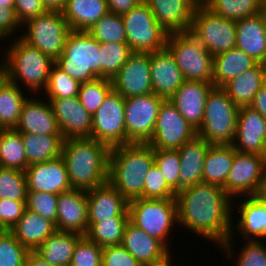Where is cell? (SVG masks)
Masks as SVG:
<instances>
[{
  "instance_id": "cell-59",
  "label": "cell",
  "mask_w": 266,
  "mask_h": 266,
  "mask_svg": "<svg viewBox=\"0 0 266 266\" xmlns=\"http://www.w3.org/2000/svg\"><path fill=\"white\" fill-rule=\"evenodd\" d=\"M46 11L62 12L65 8L66 0H41Z\"/></svg>"
},
{
  "instance_id": "cell-26",
  "label": "cell",
  "mask_w": 266,
  "mask_h": 266,
  "mask_svg": "<svg viewBox=\"0 0 266 266\" xmlns=\"http://www.w3.org/2000/svg\"><path fill=\"white\" fill-rule=\"evenodd\" d=\"M88 222H99L114 216H129V201L109 182L86 192Z\"/></svg>"
},
{
  "instance_id": "cell-3",
  "label": "cell",
  "mask_w": 266,
  "mask_h": 266,
  "mask_svg": "<svg viewBox=\"0 0 266 266\" xmlns=\"http://www.w3.org/2000/svg\"><path fill=\"white\" fill-rule=\"evenodd\" d=\"M154 163L148 143H129L110 149L108 182L128 201L143 198L145 178Z\"/></svg>"
},
{
  "instance_id": "cell-43",
  "label": "cell",
  "mask_w": 266,
  "mask_h": 266,
  "mask_svg": "<svg viewBox=\"0 0 266 266\" xmlns=\"http://www.w3.org/2000/svg\"><path fill=\"white\" fill-rule=\"evenodd\" d=\"M112 90L113 86L110 79L96 78L80 85L78 99L93 116Z\"/></svg>"
},
{
  "instance_id": "cell-8",
  "label": "cell",
  "mask_w": 266,
  "mask_h": 266,
  "mask_svg": "<svg viewBox=\"0 0 266 266\" xmlns=\"http://www.w3.org/2000/svg\"><path fill=\"white\" fill-rule=\"evenodd\" d=\"M166 48L185 80L212 83L214 56L190 31L169 33Z\"/></svg>"
},
{
  "instance_id": "cell-66",
  "label": "cell",
  "mask_w": 266,
  "mask_h": 266,
  "mask_svg": "<svg viewBox=\"0 0 266 266\" xmlns=\"http://www.w3.org/2000/svg\"><path fill=\"white\" fill-rule=\"evenodd\" d=\"M265 160H266V142H265V154H264Z\"/></svg>"
},
{
  "instance_id": "cell-22",
  "label": "cell",
  "mask_w": 266,
  "mask_h": 266,
  "mask_svg": "<svg viewBox=\"0 0 266 266\" xmlns=\"http://www.w3.org/2000/svg\"><path fill=\"white\" fill-rule=\"evenodd\" d=\"M57 231L85 235L88 230L86 191L72 189L58 194Z\"/></svg>"
},
{
  "instance_id": "cell-7",
  "label": "cell",
  "mask_w": 266,
  "mask_h": 266,
  "mask_svg": "<svg viewBox=\"0 0 266 266\" xmlns=\"http://www.w3.org/2000/svg\"><path fill=\"white\" fill-rule=\"evenodd\" d=\"M128 211L132 224L160 240L170 250L168 238L173 225L178 223L176 198H136L129 201Z\"/></svg>"
},
{
  "instance_id": "cell-61",
  "label": "cell",
  "mask_w": 266,
  "mask_h": 266,
  "mask_svg": "<svg viewBox=\"0 0 266 266\" xmlns=\"http://www.w3.org/2000/svg\"><path fill=\"white\" fill-rule=\"evenodd\" d=\"M174 256L171 254L168 258L165 260L155 263V264H148V265H142V266H173L171 263L173 262L171 259H173Z\"/></svg>"
},
{
  "instance_id": "cell-67",
  "label": "cell",
  "mask_w": 266,
  "mask_h": 266,
  "mask_svg": "<svg viewBox=\"0 0 266 266\" xmlns=\"http://www.w3.org/2000/svg\"><path fill=\"white\" fill-rule=\"evenodd\" d=\"M3 231H4L3 228L0 226V233L3 232Z\"/></svg>"
},
{
  "instance_id": "cell-9",
  "label": "cell",
  "mask_w": 266,
  "mask_h": 266,
  "mask_svg": "<svg viewBox=\"0 0 266 266\" xmlns=\"http://www.w3.org/2000/svg\"><path fill=\"white\" fill-rule=\"evenodd\" d=\"M121 16L126 43L133 52L150 53L166 48L169 33L157 22L144 1Z\"/></svg>"
},
{
  "instance_id": "cell-5",
  "label": "cell",
  "mask_w": 266,
  "mask_h": 266,
  "mask_svg": "<svg viewBox=\"0 0 266 266\" xmlns=\"http://www.w3.org/2000/svg\"><path fill=\"white\" fill-rule=\"evenodd\" d=\"M55 63L80 84L99 78L100 43L87 31L71 30Z\"/></svg>"
},
{
  "instance_id": "cell-58",
  "label": "cell",
  "mask_w": 266,
  "mask_h": 266,
  "mask_svg": "<svg viewBox=\"0 0 266 266\" xmlns=\"http://www.w3.org/2000/svg\"><path fill=\"white\" fill-rule=\"evenodd\" d=\"M25 266H57L50 264L43 259L36 251H29L26 257Z\"/></svg>"
},
{
  "instance_id": "cell-65",
  "label": "cell",
  "mask_w": 266,
  "mask_h": 266,
  "mask_svg": "<svg viewBox=\"0 0 266 266\" xmlns=\"http://www.w3.org/2000/svg\"><path fill=\"white\" fill-rule=\"evenodd\" d=\"M199 4H202L205 0H196Z\"/></svg>"
},
{
  "instance_id": "cell-56",
  "label": "cell",
  "mask_w": 266,
  "mask_h": 266,
  "mask_svg": "<svg viewBox=\"0 0 266 266\" xmlns=\"http://www.w3.org/2000/svg\"><path fill=\"white\" fill-rule=\"evenodd\" d=\"M142 1L143 0H106L109 12L118 15L128 12Z\"/></svg>"
},
{
  "instance_id": "cell-15",
  "label": "cell",
  "mask_w": 266,
  "mask_h": 266,
  "mask_svg": "<svg viewBox=\"0 0 266 266\" xmlns=\"http://www.w3.org/2000/svg\"><path fill=\"white\" fill-rule=\"evenodd\" d=\"M197 136V130L185 120L178 109L167 99L159 110L152 139L154 149L178 150Z\"/></svg>"
},
{
  "instance_id": "cell-28",
  "label": "cell",
  "mask_w": 266,
  "mask_h": 266,
  "mask_svg": "<svg viewBox=\"0 0 266 266\" xmlns=\"http://www.w3.org/2000/svg\"><path fill=\"white\" fill-rule=\"evenodd\" d=\"M236 48L266 64V19L261 12L236 21Z\"/></svg>"
},
{
  "instance_id": "cell-51",
  "label": "cell",
  "mask_w": 266,
  "mask_h": 266,
  "mask_svg": "<svg viewBox=\"0 0 266 266\" xmlns=\"http://www.w3.org/2000/svg\"><path fill=\"white\" fill-rule=\"evenodd\" d=\"M248 241V242H247ZM235 260L237 266H266V245L260 240H247Z\"/></svg>"
},
{
  "instance_id": "cell-34",
  "label": "cell",
  "mask_w": 266,
  "mask_h": 266,
  "mask_svg": "<svg viewBox=\"0 0 266 266\" xmlns=\"http://www.w3.org/2000/svg\"><path fill=\"white\" fill-rule=\"evenodd\" d=\"M82 236L75 232L56 231L35 251L50 264L69 266L74 248Z\"/></svg>"
},
{
  "instance_id": "cell-39",
  "label": "cell",
  "mask_w": 266,
  "mask_h": 266,
  "mask_svg": "<svg viewBox=\"0 0 266 266\" xmlns=\"http://www.w3.org/2000/svg\"><path fill=\"white\" fill-rule=\"evenodd\" d=\"M0 166L21 171L28 167L21 132L0 129Z\"/></svg>"
},
{
  "instance_id": "cell-36",
  "label": "cell",
  "mask_w": 266,
  "mask_h": 266,
  "mask_svg": "<svg viewBox=\"0 0 266 266\" xmlns=\"http://www.w3.org/2000/svg\"><path fill=\"white\" fill-rule=\"evenodd\" d=\"M28 166L61 157L62 135L21 133Z\"/></svg>"
},
{
  "instance_id": "cell-44",
  "label": "cell",
  "mask_w": 266,
  "mask_h": 266,
  "mask_svg": "<svg viewBox=\"0 0 266 266\" xmlns=\"http://www.w3.org/2000/svg\"><path fill=\"white\" fill-rule=\"evenodd\" d=\"M27 192L24 171L0 166V200L26 201Z\"/></svg>"
},
{
  "instance_id": "cell-23",
  "label": "cell",
  "mask_w": 266,
  "mask_h": 266,
  "mask_svg": "<svg viewBox=\"0 0 266 266\" xmlns=\"http://www.w3.org/2000/svg\"><path fill=\"white\" fill-rule=\"evenodd\" d=\"M209 147L210 144L207 141L196 136L178 149L180 179L178 186L173 190L175 196L203 182V168Z\"/></svg>"
},
{
  "instance_id": "cell-46",
  "label": "cell",
  "mask_w": 266,
  "mask_h": 266,
  "mask_svg": "<svg viewBox=\"0 0 266 266\" xmlns=\"http://www.w3.org/2000/svg\"><path fill=\"white\" fill-rule=\"evenodd\" d=\"M28 252L11 231L0 233V266H25Z\"/></svg>"
},
{
  "instance_id": "cell-37",
  "label": "cell",
  "mask_w": 266,
  "mask_h": 266,
  "mask_svg": "<svg viewBox=\"0 0 266 266\" xmlns=\"http://www.w3.org/2000/svg\"><path fill=\"white\" fill-rule=\"evenodd\" d=\"M21 87L8 80L0 86V129H15L17 126L23 103L29 96Z\"/></svg>"
},
{
  "instance_id": "cell-64",
  "label": "cell",
  "mask_w": 266,
  "mask_h": 266,
  "mask_svg": "<svg viewBox=\"0 0 266 266\" xmlns=\"http://www.w3.org/2000/svg\"><path fill=\"white\" fill-rule=\"evenodd\" d=\"M261 13L266 19V0H261Z\"/></svg>"
},
{
  "instance_id": "cell-6",
  "label": "cell",
  "mask_w": 266,
  "mask_h": 266,
  "mask_svg": "<svg viewBox=\"0 0 266 266\" xmlns=\"http://www.w3.org/2000/svg\"><path fill=\"white\" fill-rule=\"evenodd\" d=\"M238 109L221 87H214L208 94L197 136L210 145H231L236 134Z\"/></svg>"
},
{
  "instance_id": "cell-17",
  "label": "cell",
  "mask_w": 266,
  "mask_h": 266,
  "mask_svg": "<svg viewBox=\"0 0 266 266\" xmlns=\"http://www.w3.org/2000/svg\"><path fill=\"white\" fill-rule=\"evenodd\" d=\"M64 139L91 138L92 116L78 97L46 98Z\"/></svg>"
},
{
  "instance_id": "cell-49",
  "label": "cell",
  "mask_w": 266,
  "mask_h": 266,
  "mask_svg": "<svg viewBox=\"0 0 266 266\" xmlns=\"http://www.w3.org/2000/svg\"><path fill=\"white\" fill-rule=\"evenodd\" d=\"M102 251L103 247L83 235L74 248L69 266H102Z\"/></svg>"
},
{
  "instance_id": "cell-45",
  "label": "cell",
  "mask_w": 266,
  "mask_h": 266,
  "mask_svg": "<svg viewBox=\"0 0 266 266\" xmlns=\"http://www.w3.org/2000/svg\"><path fill=\"white\" fill-rule=\"evenodd\" d=\"M80 83L65 73L56 63L50 69L49 81L44 91L46 98L78 97Z\"/></svg>"
},
{
  "instance_id": "cell-62",
  "label": "cell",
  "mask_w": 266,
  "mask_h": 266,
  "mask_svg": "<svg viewBox=\"0 0 266 266\" xmlns=\"http://www.w3.org/2000/svg\"><path fill=\"white\" fill-rule=\"evenodd\" d=\"M0 7H14V0H0Z\"/></svg>"
},
{
  "instance_id": "cell-4",
  "label": "cell",
  "mask_w": 266,
  "mask_h": 266,
  "mask_svg": "<svg viewBox=\"0 0 266 266\" xmlns=\"http://www.w3.org/2000/svg\"><path fill=\"white\" fill-rule=\"evenodd\" d=\"M13 39H11V44L5 48V53L1 52L4 57L0 60V67L8 81L18 86L22 83L28 92H32L34 96L38 95L39 92L45 91L50 69L55 61L28 44L20 36Z\"/></svg>"
},
{
  "instance_id": "cell-40",
  "label": "cell",
  "mask_w": 266,
  "mask_h": 266,
  "mask_svg": "<svg viewBox=\"0 0 266 266\" xmlns=\"http://www.w3.org/2000/svg\"><path fill=\"white\" fill-rule=\"evenodd\" d=\"M261 0H205L202 4L212 13L233 21L261 12Z\"/></svg>"
},
{
  "instance_id": "cell-16",
  "label": "cell",
  "mask_w": 266,
  "mask_h": 266,
  "mask_svg": "<svg viewBox=\"0 0 266 266\" xmlns=\"http://www.w3.org/2000/svg\"><path fill=\"white\" fill-rule=\"evenodd\" d=\"M111 81L113 90L124 98L153 93L150 53L133 52Z\"/></svg>"
},
{
  "instance_id": "cell-21",
  "label": "cell",
  "mask_w": 266,
  "mask_h": 266,
  "mask_svg": "<svg viewBox=\"0 0 266 266\" xmlns=\"http://www.w3.org/2000/svg\"><path fill=\"white\" fill-rule=\"evenodd\" d=\"M150 70L153 93L166 100L185 81L182 71L167 48L150 52Z\"/></svg>"
},
{
  "instance_id": "cell-19",
  "label": "cell",
  "mask_w": 266,
  "mask_h": 266,
  "mask_svg": "<svg viewBox=\"0 0 266 266\" xmlns=\"http://www.w3.org/2000/svg\"><path fill=\"white\" fill-rule=\"evenodd\" d=\"M28 192L60 194L72 190L62 157L29 165L25 171Z\"/></svg>"
},
{
  "instance_id": "cell-55",
  "label": "cell",
  "mask_w": 266,
  "mask_h": 266,
  "mask_svg": "<svg viewBox=\"0 0 266 266\" xmlns=\"http://www.w3.org/2000/svg\"><path fill=\"white\" fill-rule=\"evenodd\" d=\"M23 27L16 16L14 7H0V41L7 37H12L15 34L14 31ZM14 33V34H13Z\"/></svg>"
},
{
  "instance_id": "cell-63",
  "label": "cell",
  "mask_w": 266,
  "mask_h": 266,
  "mask_svg": "<svg viewBox=\"0 0 266 266\" xmlns=\"http://www.w3.org/2000/svg\"><path fill=\"white\" fill-rule=\"evenodd\" d=\"M6 75L3 69L0 67V86L6 81Z\"/></svg>"
},
{
  "instance_id": "cell-25",
  "label": "cell",
  "mask_w": 266,
  "mask_h": 266,
  "mask_svg": "<svg viewBox=\"0 0 266 266\" xmlns=\"http://www.w3.org/2000/svg\"><path fill=\"white\" fill-rule=\"evenodd\" d=\"M121 245L141 265L161 262L172 253L160 240L148 235L130 221L125 226Z\"/></svg>"
},
{
  "instance_id": "cell-27",
  "label": "cell",
  "mask_w": 266,
  "mask_h": 266,
  "mask_svg": "<svg viewBox=\"0 0 266 266\" xmlns=\"http://www.w3.org/2000/svg\"><path fill=\"white\" fill-rule=\"evenodd\" d=\"M15 130L36 135H62L49 101L36 97H28L23 103Z\"/></svg>"
},
{
  "instance_id": "cell-2",
  "label": "cell",
  "mask_w": 266,
  "mask_h": 266,
  "mask_svg": "<svg viewBox=\"0 0 266 266\" xmlns=\"http://www.w3.org/2000/svg\"><path fill=\"white\" fill-rule=\"evenodd\" d=\"M110 149L91 138L64 139L61 157L72 189L87 192L108 182Z\"/></svg>"
},
{
  "instance_id": "cell-1",
  "label": "cell",
  "mask_w": 266,
  "mask_h": 266,
  "mask_svg": "<svg viewBox=\"0 0 266 266\" xmlns=\"http://www.w3.org/2000/svg\"><path fill=\"white\" fill-rule=\"evenodd\" d=\"M175 198L177 224L219 245L226 257L235 258L236 252L232 246L234 216L231 214L234 208L238 207H233L234 199H231L222 187L203 182L193 185Z\"/></svg>"
},
{
  "instance_id": "cell-32",
  "label": "cell",
  "mask_w": 266,
  "mask_h": 266,
  "mask_svg": "<svg viewBox=\"0 0 266 266\" xmlns=\"http://www.w3.org/2000/svg\"><path fill=\"white\" fill-rule=\"evenodd\" d=\"M109 13L106 0H66L62 14L71 30L88 31Z\"/></svg>"
},
{
  "instance_id": "cell-47",
  "label": "cell",
  "mask_w": 266,
  "mask_h": 266,
  "mask_svg": "<svg viewBox=\"0 0 266 266\" xmlns=\"http://www.w3.org/2000/svg\"><path fill=\"white\" fill-rule=\"evenodd\" d=\"M154 162L161 170L167 185L174 190L180 179L178 150L154 149Z\"/></svg>"
},
{
  "instance_id": "cell-24",
  "label": "cell",
  "mask_w": 266,
  "mask_h": 266,
  "mask_svg": "<svg viewBox=\"0 0 266 266\" xmlns=\"http://www.w3.org/2000/svg\"><path fill=\"white\" fill-rule=\"evenodd\" d=\"M151 9L157 22L168 32L189 31L196 0H143Z\"/></svg>"
},
{
  "instance_id": "cell-31",
  "label": "cell",
  "mask_w": 266,
  "mask_h": 266,
  "mask_svg": "<svg viewBox=\"0 0 266 266\" xmlns=\"http://www.w3.org/2000/svg\"><path fill=\"white\" fill-rule=\"evenodd\" d=\"M29 251H35L50 235L57 231L56 225L40 214L25 210L17 224L10 230Z\"/></svg>"
},
{
  "instance_id": "cell-12",
  "label": "cell",
  "mask_w": 266,
  "mask_h": 266,
  "mask_svg": "<svg viewBox=\"0 0 266 266\" xmlns=\"http://www.w3.org/2000/svg\"><path fill=\"white\" fill-rule=\"evenodd\" d=\"M166 99L154 93L125 98L126 144L152 139L160 107Z\"/></svg>"
},
{
  "instance_id": "cell-30",
  "label": "cell",
  "mask_w": 266,
  "mask_h": 266,
  "mask_svg": "<svg viewBox=\"0 0 266 266\" xmlns=\"http://www.w3.org/2000/svg\"><path fill=\"white\" fill-rule=\"evenodd\" d=\"M243 201L238 203L239 210L236 211L240 214L235 225L239 236L241 234L244 240L266 238V203L258 196H249Z\"/></svg>"
},
{
  "instance_id": "cell-18",
  "label": "cell",
  "mask_w": 266,
  "mask_h": 266,
  "mask_svg": "<svg viewBox=\"0 0 266 266\" xmlns=\"http://www.w3.org/2000/svg\"><path fill=\"white\" fill-rule=\"evenodd\" d=\"M265 142L266 119L250 106L239 107L233 148L238 152L264 156Z\"/></svg>"
},
{
  "instance_id": "cell-38",
  "label": "cell",
  "mask_w": 266,
  "mask_h": 266,
  "mask_svg": "<svg viewBox=\"0 0 266 266\" xmlns=\"http://www.w3.org/2000/svg\"><path fill=\"white\" fill-rule=\"evenodd\" d=\"M129 216H114L99 222H88L85 236L100 247L121 245Z\"/></svg>"
},
{
  "instance_id": "cell-29",
  "label": "cell",
  "mask_w": 266,
  "mask_h": 266,
  "mask_svg": "<svg viewBox=\"0 0 266 266\" xmlns=\"http://www.w3.org/2000/svg\"><path fill=\"white\" fill-rule=\"evenodd\" d=\"M266 83V64L257 63L253 68L232 78L221 88L238 107L249 106L260 88Z\"/></svg>"
},
{
  "instance_id": "cell-33",
  "label": "cell",
  "mask_w": 266,
  "mask_h": 266,
  "mask_svg": "<svg viewBox=\"0 0 266 266\" xmlns=\"http://www.w3.org/2000/svg\"><path fill=\"white\" fill-rule=\"evenodd\" d=\"M257 62L244 51L233 48L214 56L212 83L222 87L232 78L253 68Z\"/></svg>"
},
{
  "instance_id": "cell-54",
  "label": "cell",
  "mask_w": 266,
  "mask_h": 266,
  "mask_svg": "<svg viewBox=\"0 0 266 266\" xmlns=\"http://www.w3.org/2000/svg\"><path fill=\"white\" fill-rule=\"evenodd\" d=\"M14 10L22 26L28 20L46 12L41 0H14Z\"/></svg>"
},
{
  "instance_id": "cell-35",
  "label": "cell",
  "mask_w": 266,
  "mask_h": 266,
  "mask_svg": "<svg viewBox=\"0 0 266 266\" xmlns=\"http://www.w3.org/2000/svg\"><path fill=\"white\" fill-rule=\"evenodd\" d=\"M236 150L232 145H210L205 157L203 183L224 187Z\"/></svg>"
},
{
  "instance_id": "cell-13",
  "label": "cell",
  "mask_w": 266,
  "mask_h": 266,
  "mask_svg": "<svg viewBox=\"0 0 266 266\" xmlns=\"http://www.w3.org/2000/svg\"><path fill=\"white\" fill-rule=\"evenodd\" d=\"M91 139L110 148L126 144L125 98L114 90L92 116Z\"/></svg>"
},
{
  "instance_id": "cell-41",
  "label": "cell",
  "mask_w": 266,
  "mask_h": 266,
  "mask_svg": "<svg viewBox=\"0 0 266 266\" xmlns=\"http://www.w3.org/2000/svg\"><path fill=\"white\" fill-rule=\"evenodd\" d=\"M132 53L127 43H101L99 78L112 80Z\"/></svg>"
},
{
  "instance_id": "cell-60",
  "label": "cell",
  "mask_w": 266,
  "mask_h": 266,
  "mask_svg": "<svg viewBox=\"0 0 266 266\" xmlns=\"http://www.w3.org/2000/svg\"><path fill=\"white\" fill-rule=\"evenodd\" d=\"M257 196L266 203V169H265L262 184H261V187L259 189Z\"/></svg>"
},
{
  "instance_id": "cell-48",
  "label": "cell",
  "mask_w": 266,
  "mask_h": 266,
  "mask_svg": "<svg viewBox=\"0 0 266 266\" xmlns=\"http://www.w3.org/2000/svg\"><path fill=\"white\" fill-rule=\"evenodd\" d=\"M58 195L47 192H27L26 207L56 225Z\"/></svg>"
},
{
  "instance_id": "cell-57",
  "label": "cell",
  "mask_w": 266,
  "mask_h": 266,
  "mask_svg": "<svg viewBox=\"0 0 266 266\" xmlns=\"http://www.w3.org/2000/svg\"><path fill=\"white\" fill-rule=\"evenodd\" d=\"M249 106L266 119V83L260 88Z\"/></svg>"
},
{
  "instance_id": "cell-14",
  "label": "cell",
  "mask_w": 266,
  "mask_h": 266,
  "mask_svg": "<svg viewBox=\"0 0 266 266\" xmlns=\"http://www.w3.org/2000/svg\"><path fill=\"white\" fill-rule=\"evenodd\" d=\"M266 169L265 157L254 153L236 151L232 168L223 187L232 199L257 196Z\"/></svg>"
},
{
  "instance_id": "cell-10",
  "label": "cell",
  "mask_w": 266,
  "mask_h": 266,
  "mask_svg": "<svg viewBox=\"0 0 266 266\" xmlns=\"http://www.w3.org/2000/svg\"><path fill=\"white\" fill-rule=\"evenodd\" d=\"M26 32L20 36L31 46L56 61L63 53L71 29L62 12L46 11L23 24Z\"/></svg>"
},
{
  "instance_id": "cell-11",
  "label": "cell",
  "mask_w": 266,
  "mask_h": 266,
  "mask_svg": "<svg viewBox=\"0 0 266 266\" xmlns=\"http://www.w3.org/2000/svg\"><path fill=\"white\" fill-rule=\"evenodd\" d=\"M215 56L236 48V21L212 13L203 4H198L189 30Z\"/></svg>"
},
{
  "instance_id": "cell-50",
  "label": "cell",
  "mask_w": 266,
  "mask_h": 266,
  "mask_svg": "<svg viewBox=\"0 0 266 266\" xmlns=\"http://www.w3.org/2000/svg\"><path fill=\"white\" fill-rule=\"evenodd\" d=\"M143 198L145 199H173L174 191L167 185L159 167L153 163L146 175Z\"/></svg>"
},
{
  "instance_id": "cell-42",
  "label": "cell",
  "mask_w": 266,
  "mask_h": 266,
  "mask_svg": "<svg viewBox=\"0 0 266 266\" xmlns=\"http://www.w3.org/2000/svg\"><path fill=\"white\" fill-rule=\"evenodd\" d=\"M100 44L107 42L126 43V34L121 15L108 13L87 31Z\"/></svg>"
},
{
  "instance_id": "cell-53",
  "label": "cell",
  "mask_w": 266,
  "mask_h": 266,
  "mask_svg": "<svg viewBox=\"0 0 266 266\" xmlns=\"http://www.w3.org/2000/svg\"><path fill=\"white\" fill-rule=\"evenodd\" d=\"M102 266H142L122 245L103 247Z\"/></svg>"
},
{
  "instance_id": "cell-20",
  "label": "cell",
  "mask_w": 266,
  "mask_h": 266,
  "mask_svg": "<svg viewBox=\"0 0 266 266\" xmlns=\"http://www.w3.org/2000/svg\"><path fill=\"white\" fill-rule=\"evenodd\" d=\"M214 87L213 83L185 80L168 100L198 131L202 125L208 94Z\"/></svg>"
},
{
  "instance_id": "cell-52",
  "label": "cell",
  "mask_w": 266,
  "mask_h": 266,
  "mask_svg": "<svg viewBox=\"0 0 266 266\" xmlns=\"http://www.w3.org/2000/svg\"><path fill=\"white\" fill-rule=\"evenodd\" d=\"M26 209V201L0 200V226L3 230L10 231L23 216Z\"/></svg>"
}]
</instances>
